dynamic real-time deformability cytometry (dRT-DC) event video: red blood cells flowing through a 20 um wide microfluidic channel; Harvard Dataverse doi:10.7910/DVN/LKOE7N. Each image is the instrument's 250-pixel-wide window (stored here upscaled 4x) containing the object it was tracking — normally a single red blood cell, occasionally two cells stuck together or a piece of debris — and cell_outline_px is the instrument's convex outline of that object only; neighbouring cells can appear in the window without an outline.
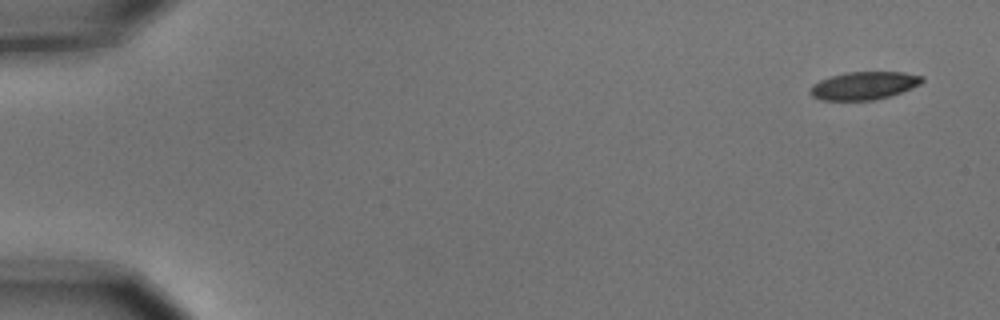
{"species": "common noctule bat (a hibernating species)", "species_latin": "Nyctalus noctula", "temperature_condition": "cold", "stored_images_in_passage": 3, "camera_frame_rate_fps": 3000, "um_per_image_px": 0.085, "animal": {"sex": "male", "body_mass_g": 15.6}, "frame": {"image": 1, "passage_image": 1, "time_ms": 0.0, "image_size_px": [1000, 320], "cell_outline_px": [[924, 80], [920, 84], [900, 92], [888, 96], [872, 100], [820, 100], [812, 96], [808, 92], [812, 84], [820, 80], [844, 72], [904, 72], [924, 76]], "centroid_in_image_um": [73.4, 7.27], "position_along_channel_um": 11.6, "area_um2": 18.15}}